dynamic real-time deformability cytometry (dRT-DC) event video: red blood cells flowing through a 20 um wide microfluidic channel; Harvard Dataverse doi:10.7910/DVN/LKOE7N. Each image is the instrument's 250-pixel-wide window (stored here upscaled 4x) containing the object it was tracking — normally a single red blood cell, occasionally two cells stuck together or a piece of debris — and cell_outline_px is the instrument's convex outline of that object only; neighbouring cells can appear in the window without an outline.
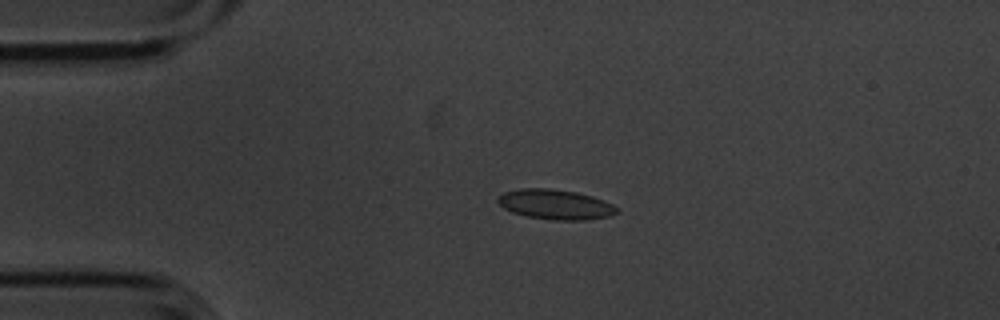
{"species": "common noctule bat (a hibernating species)", "species_latin": "Nyctalus noctula", "temperature_condition": "cold", "stored_images_in_passage": 5, "camera_frame_rate_fps": 3000, "um_per_image_px": 0.085, "animal": {"sex": "male", "body_mass_g": 20.1, "forearm_length_mm": 53.5}, "frame": {"image": 1, "passage_image": 4, "time_ms": 1.0, "image_size_px": [1000, 320], "cell_outline_px": [[620, 212], [612, 216], [588, 220], [552, 220], [528, 216], [512, 212], [504, 208], [496, 200], [496, 196], [504, 192], [520, 188], [552, 188], [576, 192], [592, 196], [604, 200], [620, 208]], "centroid_in_image_um": [47.25, 17.38], "position_along_channel_um": 37.8, "area_um2": 21.1}}